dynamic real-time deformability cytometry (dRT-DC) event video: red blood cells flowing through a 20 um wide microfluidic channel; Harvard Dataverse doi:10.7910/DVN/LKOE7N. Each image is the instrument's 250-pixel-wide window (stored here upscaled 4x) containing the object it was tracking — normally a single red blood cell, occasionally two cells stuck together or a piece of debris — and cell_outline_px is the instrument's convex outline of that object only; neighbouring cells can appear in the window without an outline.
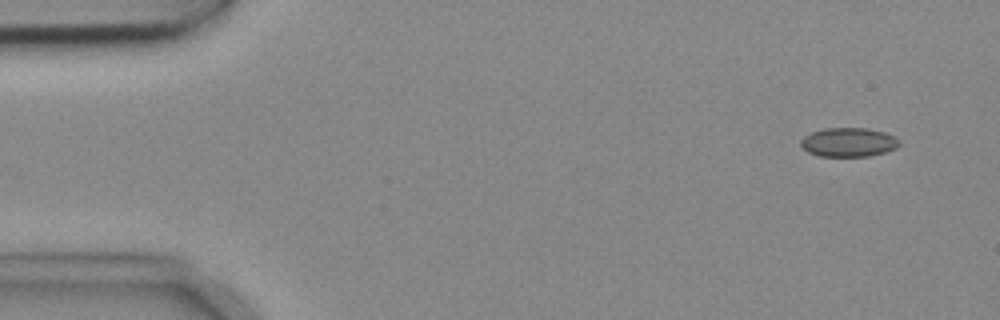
{"species": "common noctule bat (a hibernating species)", "species_latin": "Nyctalus noctula", "temperature_condition": "cold", "stored_images_in_passage": 5, "camera_frame_rate_fps": 3000, "um_per_image_px": 0.085, "animal": {"sex": "female", "body_mass_g": 18.4}, "frame": {"image": 1, "passage_image": 2, "time_ms": 0.333, "image_size_px": [1000, 320], "cell_outline_px": [[900, 144], [896, 148], [884, 152], [868, 156], [820, 156], [808, 152], [800, 144], [800, 140], [804, 136], [812, 132], [824, 128], [868, 128], [884, 132], [900, 140]], "centroid_in_image_um": [72.12, 12.08], "position_along_channel_um": 12.9, "area_um2": 16.59}}